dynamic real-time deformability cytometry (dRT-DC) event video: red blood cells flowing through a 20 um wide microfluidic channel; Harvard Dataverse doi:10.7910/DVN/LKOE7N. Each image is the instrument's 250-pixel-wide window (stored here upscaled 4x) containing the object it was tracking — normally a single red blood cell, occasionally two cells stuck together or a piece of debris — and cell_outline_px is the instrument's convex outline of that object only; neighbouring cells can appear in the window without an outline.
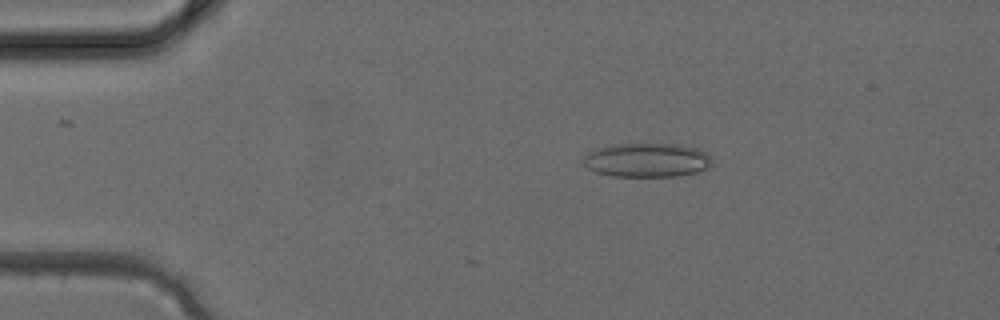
{"species": "common noctule bat (a hibernating species)", "species_latin": "Nyctalus noctula", "temperature_condition": "cold", "stored_images_in_passage": 2, "camera_frame_rate_fps": 3000, "um_per_image_px": 0.085, "animal": {"sex": "female", "body_mass_g": 24.6, "forearm_length_mm": 56.2}, "frame": {"image": 1, "passage_image": 1, "time_ms": 0.0, "image_size_px": [1000, 320], "cell_outline_px": [[712, 164], [708, 168], [696, 172], [676, 176], [612, 176], [596, 172], [588, 168], [584, 164], [584, 156], [588, 152], [596, 148], [616, 144], [680, 144], [696, 148], [704, 152], [712, 160]], "centroid_in_image_um": [54.98, 13.6], "position_along_channel_um": 30.0, "area_um2": 25.43}}